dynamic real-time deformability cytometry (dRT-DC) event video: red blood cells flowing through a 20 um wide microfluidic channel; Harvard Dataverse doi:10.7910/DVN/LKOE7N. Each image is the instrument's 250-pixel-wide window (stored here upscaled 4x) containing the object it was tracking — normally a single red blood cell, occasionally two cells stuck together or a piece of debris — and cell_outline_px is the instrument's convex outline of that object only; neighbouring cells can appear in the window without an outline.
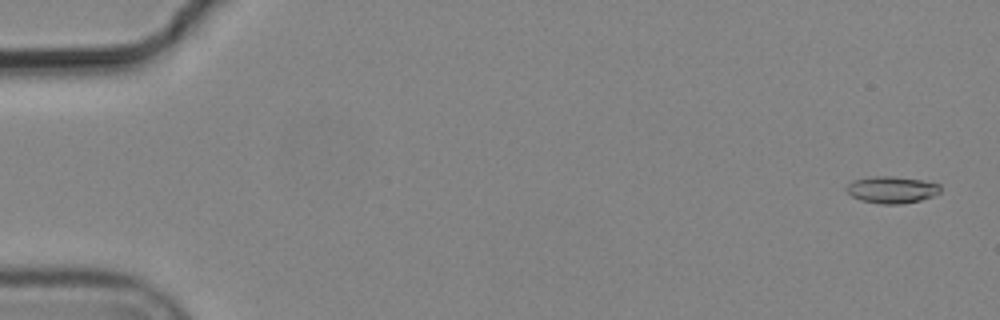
{"species": "common noctule bat (a hibernating species)", "species_latin": "Nyctalus noctula", "temperature_condition": "cold", "stored_images_in_passage": 5, "camera_frame_rate_fps": 3000, "um_per_image_px": 0.085, "animal": {"sex": "male", "body_mass_g": 19.2, "forearm_length_mm": 51.8}, "frame": {"image": 1, "passage_image": 1, "time_ms": 0.0, "image_size_px": [1000, 320], "cell_outline_px": [[940, 192], [932, 196], [920, 200], [900, 204], [880, 204], [860, 200], [852, 196], [844, 188], [852, 180], [876, 176], [892, 176], [920, 180], [940, 184]], "centroid_in_image_um": [75.77, 16.13], "position_along_channel_um": 9.2, "area_um2": 14.62}}
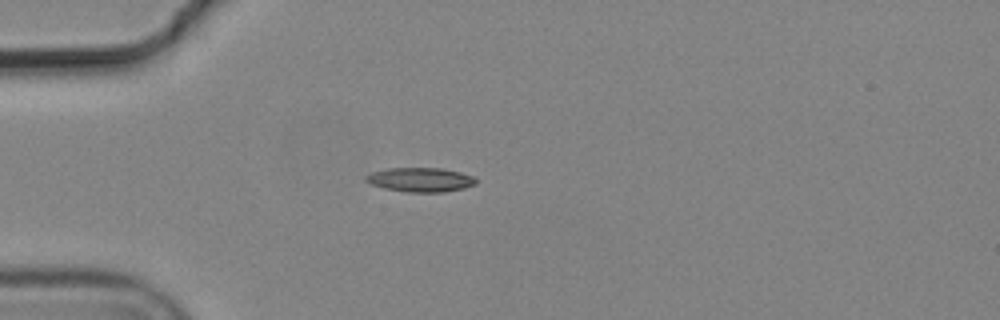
{"frame": {"image": 2, "passage_image": 5, "time_ms": 1.333, "image_size_px": [1000, 320], "cell_outline_px": [[476, 184], [464, 188], [444, 192], [408, 192], [384, 188], [372, 184], [364, 180], [364, 176], [372, 172], [388, 168], [440, 168], [460, 172], [476, 176]], "centroid_in_image_um": [35.75, 15.27], "position_along_channel_um": 49.2, "area_um2": 15.61}}